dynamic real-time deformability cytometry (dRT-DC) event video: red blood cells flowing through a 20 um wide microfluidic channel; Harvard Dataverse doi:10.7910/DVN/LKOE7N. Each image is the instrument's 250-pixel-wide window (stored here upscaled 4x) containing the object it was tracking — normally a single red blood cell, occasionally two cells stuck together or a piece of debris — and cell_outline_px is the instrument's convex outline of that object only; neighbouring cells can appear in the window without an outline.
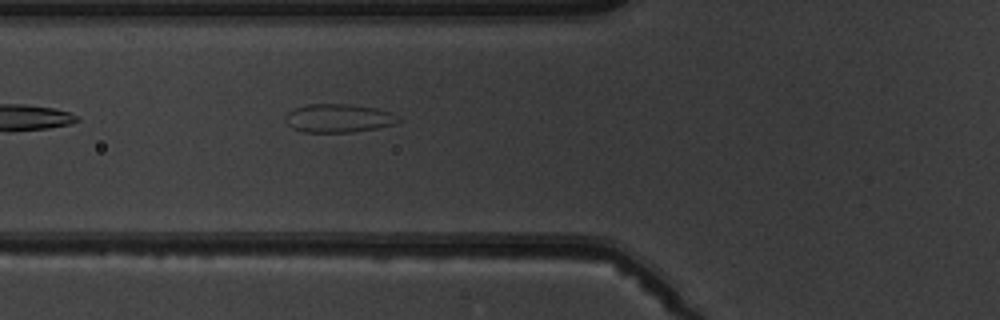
{"species": "common noctule bat (a hibernating species)", "species_latin": "Nyctalus noctula", "temperature_condition": "warm", "stored_images_in_passage": 4, "camera_frame_rate_fps": 3000, "um_per_image_px": 0.085, "animal": {"sex": "male", "body_mass_g": 19.5, "forearm_length_mm": 54.6}, "frame": {"image": 1, "passage_image": 4, "time_ms": 4.333, "image_size_px": [1000, 320], "cell_outline_px": [[400, 120], [396, 124], [376, 128], [352, 132], [304, 132], [292, 128], [284, 120], [284, 116], [288, 112], [296, 108], [308, 104], [348, 104], [376, 108], [392, 112]], "centroid_in_image_um": [28.76, 10.05], "position_along_channel_um": 97.0, "area_um2": 18.73}}